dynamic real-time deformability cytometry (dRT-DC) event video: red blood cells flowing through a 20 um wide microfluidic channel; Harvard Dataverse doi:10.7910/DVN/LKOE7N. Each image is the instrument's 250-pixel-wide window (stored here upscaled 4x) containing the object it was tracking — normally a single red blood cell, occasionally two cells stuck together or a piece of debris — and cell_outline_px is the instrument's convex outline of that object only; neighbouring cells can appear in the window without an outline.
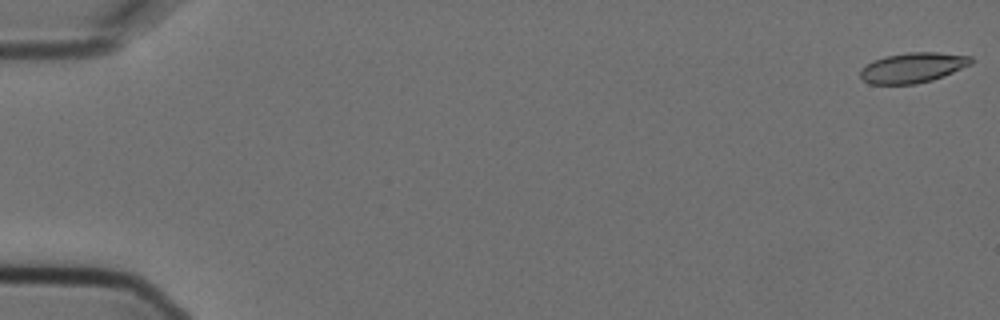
{"species": "Egyptian fruit bat (a non-hibernating species)", "species_latin": "Rousettus aegyptiacus", "temperature_condition": "cold", "stored_images_in_passage": 5, "camera_frame_rate_fps": 3000, "um_per_image_px": 0.085, "animal": {"sex": "female"}, "frame": {"image": 1, "passage_image": 1, "time_ms": 0.0, "image_size_px": [1000, 320], "cell_outline_px": [[972, 64], [944, 76], [932, 80], [916, 84], [868, 84], [860, 76], [860, 72], [868, 64], [884, 56], [908, 52], [936, 52], [972, 56]], "centroid_in_image_um": [77.62, 5.75], "position_along_channel_um": 7.4, "area_um2": 19.36}}
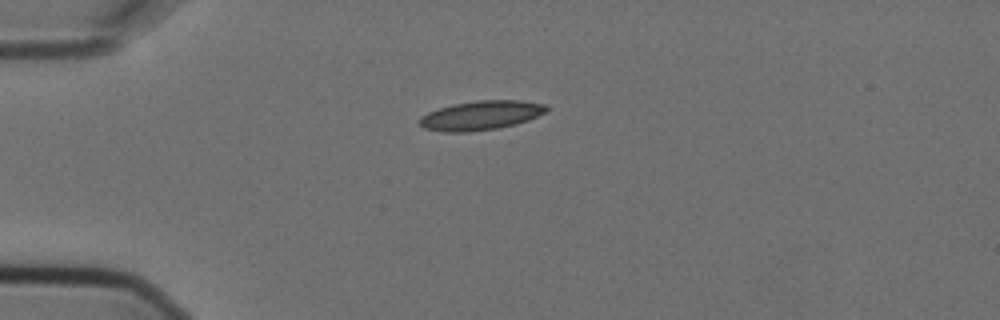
{"frame": {"image": 2, "passage_image": 5, "time_ms": 1.333, "image_size_px": [1000, 320], "cell_outline_px": [[548, 108], [544, 112], [528, 120], [496, 128], [468, 132], [444, 132], [424, 128], [416, 120], [420, 116], [428, 112], [452, 104], [476, 100], [520, 100], [544, 104]], "centroid_in_image_um": [40.81, 9.8], "position_along_channel_um": 44.2, "area_um2": 21.44}}